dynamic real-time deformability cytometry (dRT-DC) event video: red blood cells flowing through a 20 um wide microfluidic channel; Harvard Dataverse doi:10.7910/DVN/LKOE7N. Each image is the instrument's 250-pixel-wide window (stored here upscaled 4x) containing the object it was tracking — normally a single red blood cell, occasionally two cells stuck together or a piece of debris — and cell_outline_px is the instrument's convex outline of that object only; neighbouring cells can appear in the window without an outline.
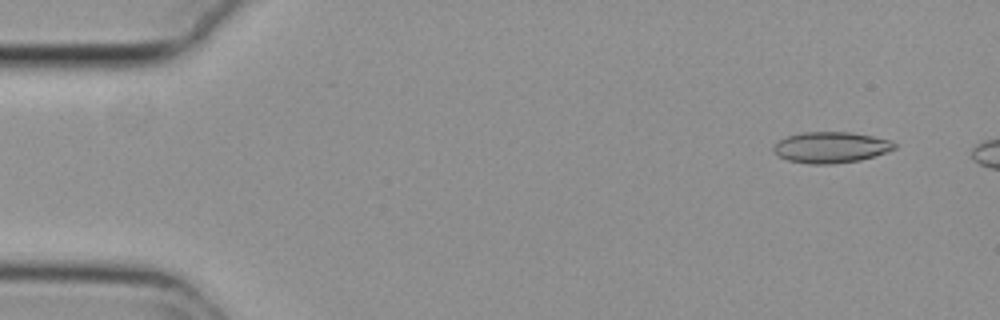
{"species": "common noctule bat (a hibernating species)", "species_latin": "Nyctalus noctula", "temperature_condition": "cold", "stored_images_in_passage": 9, "camera_frame_rate_fps": 3000, "um_per_image_px": 0.085, "animal": {"sex": "female", "body_mass_g": 29.2, "forearm_length_mm": 56.3}, "frame": {"image": 1, "passage_image": 4, "time_ms": 1.0, "image_size_px": [1000, 320], "cell_outline_px": [[896, 148], [888, 152], [860, 160], [832, 164], [808, 164], [788, 160], [780, 156], [772, 148], [780, 140], [788, 136], [804, 132], [852, 132], [892, 140], [896, 144]], "centroid_in_image_um": [70.68, 12.52], "position_along_channel_um": 14.3, "area_um2": 21.79}}